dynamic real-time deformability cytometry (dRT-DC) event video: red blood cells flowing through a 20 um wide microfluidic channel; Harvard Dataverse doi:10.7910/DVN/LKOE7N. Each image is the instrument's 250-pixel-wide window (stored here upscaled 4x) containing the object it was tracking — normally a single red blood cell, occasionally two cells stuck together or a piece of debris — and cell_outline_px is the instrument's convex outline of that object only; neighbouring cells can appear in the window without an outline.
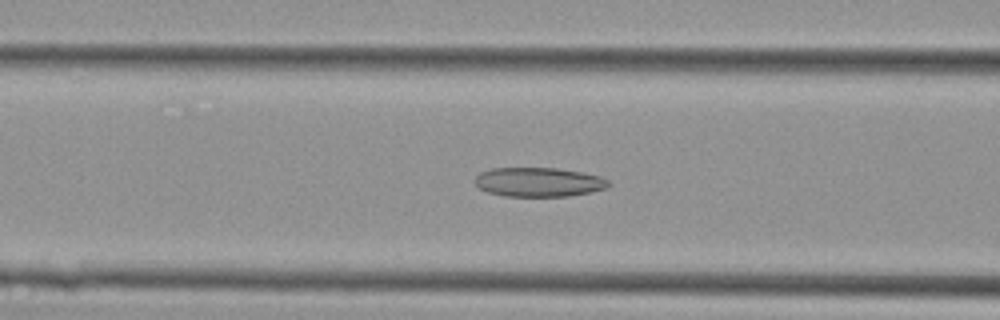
{"species": "Egyptian fruit bat (a non-hibernating species)", "species_latin": "Rousettus aegyptiacus", "temperature_condition": "cold", "stored_images_in_passage": 44, "segment_of_instrument_passage": [1, 2], "camera_frame_rate_fps": 3000, "um_per_image_px": 0.085, "animal": {"sex": "female"}, "frame": {"image": 1, "passage_image": 17, "time_ms": 5.333, "image_size_px": [1000, 320], "cell_outline_px": [[612, 184], [608, 188], [592, 192], [568, 196], [504, 196], [488, 192], [480, 188], [476, 184], [476, 176], [480, 172], [492, 168], [556, 168], [580, 172], [600, 176], [608, 180]], "centroid_in_image_um": [45.83, 15.48], "position_along_channel_um": 120.8, "area_um2": 22.77}}
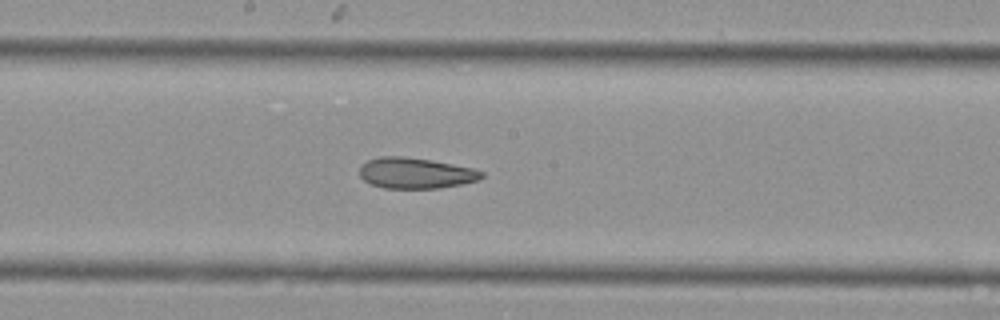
{"frame": {"image": 2, "passage_image": 23, "time_ms": 7.333, "image_size_px": [1000, 320], "cell_outline_px": [[484, 176], [480, 180], [440, 188], [384, 188], [368, 184], [360, 176], [360, 164], [368, 160], [380, 156], [400, 156], [432, 160], [472, 168], [484, 172]], "centroid_in_image_um": [35.3, 14.71], "position_along_channel_um": 212.9, "area_um2": 22.02}}
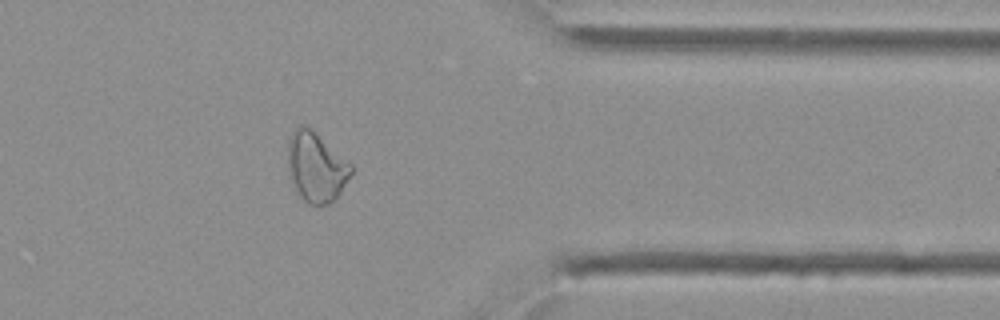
{"frame": {"image": 3, "passage_image": 35, "time_ms": 11.333, "image_size_px": [1000, 320], "cell_outline_px": [[352, 172], [340, 192], [328, 204], [308, 204], [300, 196], [288, 176], [288, 140], [292, 132], [296, 128], [308, 128], [352, 164]], "centroid_in_image_um": [26.85, 14.24], "position_along_channel_um": 384.6, "area_um2": 24.91}}